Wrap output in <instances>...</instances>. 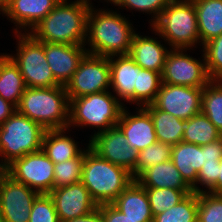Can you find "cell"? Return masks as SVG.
Masks as SVG:
<instances>
[{
	"mask_svg": "<svg viewBox=\"0 0 222 222\" xmlns=\"http://www.w3.org/2000/svg\"><path fill=\"white\" fill-rule=\"evenodd\" d=\"M66 222H105V221L101 210L99 208H96L94 211H92L87 215L76 217Z\"/></svg>",
	"mask_w": 222,
	"mask_h": 222,
	"instance_id": "cell-42",
	"label": "cell"
},
{
	"mask_svg": "<svg viewBox=\"0 0 222 222\" xmlns=\"http://www.w3.org/2000/svg\"><path fill=\"white\" fill-rule=\"evenodd\" d=\"M8 0H0V14H2L7 6Z\"/></svg>",
	"mask_w": 222,
	"mask_h": 222,
	"instance_id": "cell-45",
	"label": "cell"
},
{
	"mask_svg": "<svg viewBox=\"0 0 222 222\" xmlns=\"http://www.w3.org/2000/svg\"><path fill=\"white\" fill-rule=\"evenodd\" d=\"M95 9L91 5L87 16V52L105 57L129 54L136 31L128 17L108 8Z\"/></svg>",
	"mask_w": 222,
	"mask_h": 222,
	"instance_id": "cell-1",
	"label": "cell"
},
{
	"mask_svg": "<svg viewBox=\"0 0 222 222\" xmlns=\"http://www.w3.org/2000/svg\"><path fill=\"white\" fill-rule=\"evenodd\" d=\"M195 5L200 43L203 46L222 34V0H192Z\"/></svg>",
	"mask_w": 222,
	"mask_h": 222,
	"instance_id": "cell-24",
	"label": "cell"
},
{
	"mask_svg": "<svg viewBox=\"0 0 222 222\" xmlns=\"http://www.w3.org/2000/svg\"><path fill=\"white\" fill-rule=\"evenodd\" d=\"M202 92L203 88L162 83L152 104L161 111L188 120L201 113Z\"/></svg>",
	"mask_w": 222,
	"mask_h": 222,
	"instance_id": "cell-14",
	"label": "cell"
},
{
	"mask_svg": "<svg viewBox=\"0 0 222 222\" xmlns=\"http://www.w3.org/2000/svg\"><path fill=\"white\" fill-rule=\"evenodd\" d=\"M60 0H8L2 15L14 23L13 33H29ZM22 29V30H21Z\"/></svg>",
	"mask_w": 222,
	"mask_h": 222,
	"instance_id": "cell-16",
	"label": "cell"
},
{
	"mask_svg": "<svg viewBox=\"0 0 222 222\" xmlns=\"http://www.w3.org/2000/svg\"><path fill=\"white\" fill-rule=\"evenodd\" d=\"M49 196L53 200L60 222L87 215L98 208L81 182L54 188Z\"/></svg>",
	"mask_w": 222,
	"mask_h": 222,
	"instance_id": "cell-15",
	"label": "cell"
},
{
	"mask_svg": "<svg viewBox=\"0 0 222 222\" xmlns=\"http://www.w3.org/2000/svg\"><path fill=\"white\" fill-rule=\"evenodd\" d=\"M88 146L98 157L125 168L135 180L138 151L129 146L125 135L117 126L93 133V136L91 134Z\"/></svg>",
	"mask_w": 222,
	"mask_h": 222,
	"instance_id": "cell-12",
	"label": "cell"
},
{
	"mask_svg": "<svg viewBox=\"0 0 222 222\" xmlns=\"http://www.w3.org/2000/svg\"><path fill=\"white\" fill-rule=\"evenodd\" d=\"M136 113L131 114L124 106L117 127L125 135L131 148L138 152L157 141L150 113L144 107L136 106Z\"/></svg>",
	"mask_w": 222,
	"mask_h": 222,
	"instance_id": "cell-17",
	"label": "cell"
},
{
	"mask_svg": "<svg viewBox=\"0 0 222 222\" xmlns=\"http://www.w3.org/2000/svg\"><path fill=\"white\" fill-rule=\"evenodd\" d=\"M161 85L162 77L159 72L141 68L138 72L137 87L134 89V103L138 107L152 104Z\"/></svg>",
	"mask_w": 222,
	"mask_h": 222,
	"instance_id": "cell-31",
	"label": "cell"
},
{
	"mask_svg": "<svg viewBox=\"0 0 222 222\" xmlns=\"http://www.w3.org/2000/svg\"><path fill=\"white\" fill-rule=\"evenodd\" d=\"M4 172V168L0 165V176Z\"/></svg>",
	"mask_w": 222,
	"mask_h": 222,
	"instance_id": "cell-46",
	"label": "cell"
},
{
	"mask_svg": "<svg viewBox=\"0 0 222 222\" xmlns=\"http://www.w3.org/2000/svg\"><path fill=\"white\" fill-rule=\"evenodd\" d=\"M155 37L135 33L131 42L129 55L143 69L162 74L165 60L170 49Z\"/></svg>",
	"mask_w": 222,
	"mask_h": 222,
	"instance_id": "cell-20",
	"label": "cell"
},
{
	"mask_svg": "<svg viewBox=\"0 0 222 222\" xmlns=\"http://www.w3.org/2000/svg\"><path fill=\"white\" fill-rule=\"evenodd\" d=\"M172 145L156 141L138 152L135 180L148 168L171 160Z\"/></svg>",
	"mask_w": 222,
	"mask_h": 222,
	"instance_id": "cell-32",
	"label": "cell"
},
{
	"mask_svg": "<svg viewBox=\"0 0 222 222\" xmlns=\"http://www.w3.org/2000/svg\"><path fill=\"white\" fill-rule=\"evenodd\" d=\"M110 88L125 106L124 102L134 104V89L137 87L138 72L141 69L135 61L127 55L109 57ZM124 100V102H122Z\"/></svg>",
	"mask_w": 222,
	"mask_h": 222,
	"instance_id": "cell-19",
	"label": "cell"
},
{
	"mask_svg": "<svg viewBox=\"0 0 222 222\" xmlns=\"http://www.w3.org/2000/svg\"><path fill=\"white\" fill-rule=\"evenodd\" d=\"M16 110L40 124L45 130L68 128L69 99L63 85L27 87Z\"/></svg>",
	"mask_w": 222,
	"mask_h": 222,
	"instance_id": "cell-3",
	"label": "cell"
},
{
	"mask_svg": "<svg viewBox=\"0 0 222 222\" xmlns=\"http://www.w3.org/2000/svg\"><path fill=\"white\" fill-rule=\"evenodd\" d=\"M69 2L70 0H60L29 33L39 42L84 45L87 16L92 2L90 0Z\"/></svg>",
	"mask_w": 222,
	"mask_h": 222,
	"instance_id": "cell-2",
	"label": "cell"
},
{
	"mask_svg": "<svg viewBox=\"0 0 222 222\" xmlns=\"http://www.w3.org/2000/svg\"><path fill=\"white\" fill-rule=\"evenodd\" d=\"M136 181L144 188H172L193 192V188L185 181L172 160L146 169Z\"/></svg>",
	"mask_w": 222,
	"mask_h": 222,
	"instance_id": "cell-21",
	"label": "cell"
},
{
	"mask_svg": "<svg viewBox=\"0 0 222 222\" xmlns=\"http://www.w3.org/2000/svg\"><path fill=\"white\" fill-rule=\"evenodd\" d=\"M29 222H60L49 194H40L33 203Z\"/></svg>",
	"mask_w": 222,
	"mask_h": 222,
	"instance_id": "cell-38",
	"label": "cell"
},
{
	"mask_svg": "<svg viewBox=\"0 0 222 222\" xmlns=\"http://www.w3.org/2000/svg\"><path fill=\"white\" fill-rule=\"evenodd\" d=\"M4 171L39 194H49L54 189V163L43 150L14 160Z\"/></svg>",
	"mask_w": 222,
	"mask_h": 222,
	"instance_id": "cell-11",
	"label": "cell"
},
{
	"mask_svg": "<svg viewBox=\"0 0 222 222\" xmlns=\"http://www.w3.org/2000/svg\"><path fill=\"white\" fill-rule=\"evenodd\" d=\"M171 0H109L111 5L118 6L119 9L122 8L147 13L152 15L148 22L152 25L160 16L163 9L169 4Z\"/></svg>",
	"mask_w": 222,
	"mask_h": 222,
	"instance_id": "cell-37",
	"label": "cell"
},
{
	"mask_svg": "<svg viewBox=\"0 0 222 222\" xmlns=\"http://www.w3.org/2000/svg\"><path fill=\"white\" fill-rule=\"evenodd\" d=\"M105 222H153V220H133L119 211L112 203L98 205Z\"/></svg>",
	"mask_w": 222,
	"mask_h": 222,
	"instance_id": "cell-40",
	"label": "cell"
},
{
	"mask_svg": "<svg viewBox=\"0 0 222 222\" xmlns=\"http://www.w3.org/2000/svg\"><path fill=\"white\" fill-rule=\"evenodd\" d=\"M45 129L17 110L0 125V165L42 150Z\"/></svg>",
	"mask_w": 222,
	"mask_h": 222,
	"instance_id": "cell-7",
	"label": "cell"
},
{
	"mask_svg": "<svg viewBox=\"0 0 222 222\" xmlns=\"http://www.w3.org/2000/svg\"><path fill=\"white\" fill-rule=\"evenodd\" d=\"M153 217L170 209L181 201L189 192L172 188H145Z\"/></svg>",
	"mask_w": 222,
	"mask_h": 222,
	"instance_id": "cell-33",
	"label": "cell"
},
{
	"mask_svg": "<svg viewBox=\"0 0 222 222\" xmlns=\"http://www.w3.org/2000/svg\"><path fill=\"white\" fill-rule=\"evenodd\" d=\"M44 53L54 78L65 86L88 52L84 45L44 42Z\"/></svg>",
	"mask_w": 222,
	"mask_h": 222,
	"instance_id": "cell-18",
	"label": "cell"
},
{
	"mask_svg": "<svg viewBox=\"0 0 222 222\" xmlns=\"http://www.w3.org/2000/svg\"><path fill=\"white\" fill-rule=\"evenodd\" d=\"M218 171L219 163H216V165L202 166L201 170L198 172L197 183L193 187V192H207L217 182ZM201 186L203 187L202 189Z\"/></svg>",
	"mask_w": 222,
	"mask_h": 222,
	"instance_id": "cell-39",
	"label": "cell"
},
{
	"mask_svg": "<svg viewBox=\"0 0 222 222\" xmlns=\"http://www.w3.org/2000/svg\"><path fill=\"white\" fill-rule=\"evenodd\" d=\"M133 180L125 168L98 157L86 146L81 183L97 205L112 203Z\"/></svg>",
	"mask_w": 222,
	"mask_h": 222,
	"instance_id": "cell-5",
	"label": "cell"
},
{
	"mask_svg": "<svg viewBox=\"0 0 222 222\" xmlns=\"http://www.w3.org/2000/svg\"><path fill=\"white\" fill-rule=\"evenodd\" d=\"M109 57L87 53L71 80L65 85L68 99L109 91Z\"/></svg>",
	"mask_w": 222,
	"mask_h": 222,
	"instance_id": "cell-10",
	"label": "cell"
},
{
	"mask_svg": "<svg viewBox=\"0 0 222 222\" xmlns=\"http://www.w3.org/2000/svg\"><path fill=\"white\" fill-rule=\"evenodd\" d=\"M17 49L8 54L18 65L25 84L29 88L61 85L55 78L46 60L44 42L37 41L30 33H14Z\"/></svg>",
	"mask_w": 222,
	"mask_h": 222,
	"instance_id": "cell-8",
	"label": "cell"
},
{
	"mask_svg": "<svg viewBox=\"0 0 222 222\" xmlns=\"http://www.w3.org/2000/svg\"><path fill=\"white\" fill-rule=\"evenodd\" d=\"M197 222H222V195L198 193Z\"/></svg>",
	"mask_w": 222,
	"mask_h": 222,
	"instance_id": "cell-35",
	"label": "cell"
},
{
	"mask_svg": "<svg viewBox=\"0 0 222 222\" xmlns=\"http://www.w3.org/2000/svg\"><path fill=\"white\" fill-rule=\"evenodd\" d=\"M69 128L46 130L42 139V150L54 163H60L78 157L85 148L79 146L74 138L67 136Z\"/></svg>",
	"mask_w": 222,
	"mask_h": 222,
	"instance_id": "cell-23",
	"label": "cell"
},
{
	"mask_svg": "<svg viewBox=\"0 0 222 222\" xmlns=\"http://www.w3.org/2000/svg\"><path fill=\"white\" fill-rule=\"evenodd\" d=\"M152 33L169 48L192 49L200 44L195 5L192 0H171L150 25Z\"/></svg>",
	"mask_w": 222,
	"mask_h": 222,
	"instance_id": "cell-4",
	"label": "cell"
},
{
	"mask_svg": "<svg viewBox=\"0 0 222 222\" xmlns=\"http://www.w3.org/2000/svg\"><path fill=\"white\" fill-rule=\"evenodd\" d=\"M112 204L133 220H153L146 189L136 180H133Z\"/></svg>",
	"mask_w": 222,
	"mask_h": 222,
	"instance_id": "cell-22",
	"label": "cell"
},
{
	"mask_svg": "<svg viewBox=\"0 0 222 222\" xmlns=\"http://www.w3.org/2000/svg\"><path fill=\"white\" fill-rule=\"evenodd\" d=\"M26 88L18 65L7 53H0V96L17 107Z\"/></svg>",
	"mask_w": 222,
	"mask_h": 222,
	"instance_id": "cell-26",
	"label": "cell"
},
{
	"mask_svg": "<svg viewBox=\"0 0 222 222\" xmlns=\"http://www.w3.org/2000/svg\"><path fill=\"white\" fill-rule=\"evenodd\" d=\"M123 107L110 90L69 99L68 128L94 127L95 133L109 130L117 125Z\"/></svg>",
	"mask_w": 222,
	"mask_h": 222,
	"instance_id": "cell-6",
	"label": "cell"
},
{
	"mask_svg": "<svg viewBox=\"0 0 222 222\" xmlns=\"http://www.w3.org/2000/svg\"><path fill=\"white\" fill-rule=\"evenodd\" d=\"M16 107L0 96V125L8 119L14 112Z\"/></svg>",
	"mask_w": 222,
	"mask_h": 222,
	"instance_id": "cell-43",
	"label": "cell"
},
{
	"mask_svg": "<svg viewBox=\"0 0 222 222\" xmlns=\"http://www.w3.org/2000/svg\"><path fill=\"white\" fill-rule=\"evenodd\" d=\"M198 193L187 194L170 209L153 217V222H197Z\"/></svg>",
	"mask_w": 222,
	"mask_h": 222,
	"instance_id": "cell-30",
	"label": "cell"
},
{
	"mask_svg": "<svg viewBox=\"0 0 222 222\" xmlns=\"http://www.w3.org/2000/svg\"><path fill=\"white\" fill-rule=\"evenodd\" d=\"M171 160L185 181L193 188L203 165V146L181 141L172 146Z\"/></svg>",
	"mask_w": 222,
	"mask_h": 222,
	"instance_id": "cell-25",
	"label": "cell"
},
{
	"mask_svg": "<svg viewBox=\"0 0 222 222\" xmlns=\"http://www.w3.org/2000/svg\"><path fill=\"white\" fill-rule=\"evenodd\" d=\"M84 151L76 158L54 164V188L81 182Z\"/></svg>",
	"mask_w": 222,
	"mask_h": 222,
	"instance_id": "cell-34",
	"label": "cell"
},
{
	"mask_svg": "<svg viewBox=\"0 0 222 222\" xmlns=\"http://www.w3.org/2000/svg\"><path fill=\"white\" fill-rule=\"evenodd\" d=\"M222 158V137L215 142L203 146V165L210 166L220 163Z\"/></svg>",
	"mask_w": 222,
	"mask_h": 222,
	"instance_id": "cell-41",
	"label": "cell"
},
{
	"mask_svg": "<svg viewBox=\"0 0 222 222\" xmlns=\"http://www.w3.org/2000/svg\"><path fill=\"white\" fill-rule=\"evenodd\" d=\"M221 137V132L202 112L185 120L183 142L204 146Z\"/></svg>",
	"mask_w": 222,
	"mask_h": 222,
	"instance_id": "cell-28",
	"label": "cell"
},
{
	"mask_svg": "<svg viewBox=\"0 0 222 222\" xmlns=\"http://www.w3.org/2000/svg\"><path fill=\"white\" fill-rule=\"evenodd\" d=\"M206 70L211 80H222V34L203 45Z\"/></svg>",
	"mask_w": 222,
	"mask_h": 222,
	"instance_id": "cell-36",
	"label": "cell"
},
{
	"mask_svg": "<svg viewBox=\"0 0 222 222\" xmlns=\"http://www.w3.org/2000/svg\"><path fill=\"white\" fill-rule=\"evenodd\" d=\"M207 192L222 195V158L219 163L218 180Z\"/></svg>",
	"mask_w": 222,
	"mask_h": 222,
	"instance_id": "cell-44",
	"label": "cell"
},
{
	"mask_svg": "<svg viewBox=\"0 0 222 222\" xmlns=\"http://www.w3.org/2000/svg\"><path fill=\"white\" fill-rule=\"evenodd\" d=\"M150 113L156 139L159 142L176 145L182 141L185 129V120L177 118L170 113L157 109L153 104L144 106Z\"/></svg>",
	"mask_w": 222,
	"mask_h": 222,
	"instance_id": "cell-27",
	"label": "cell"
},
{
	"mask_svg": "<svg viewBox=\"0 0 222 222\" xmlns=\"http://www.w3.org/2000/svg\"><path fill=\"white\" fill-rule=\"evenodd\" d=\"M201 112L222 134V80H211L203 88Z\"/></svg>",
	"mask_w": 222,
	"mask_h": 222,
	"instance_id": "cell-29",
	"label": "cell"
},
{
	"mask_svg": "<svg viewBox=\"0 0 222 222\" xmlns=\"http://www.w3.org/2000/svg\"><path fill=\"white\" fill-rule=\"evenodd\" d=\"M187 50L193 49L170 48L161 74L162 83L204 88L211 81L204 53L203 59L198 60L187 54Z\"/></svg>",
	"mask_w": 222,
	"mask_h": 222,
	"instance_id": "cell-9",
	"label": "cell"
},
{
	"mask_svg": "<svg viewBox=\"0 0 222 222\" xmlns=\"http://www.w3.org/2000/svg\"><path fill=\"white\" fill-rule=\"evenodd\" d=\"M39 195L4 171L0 176V218L6 222H29L31 208Z\"/></svg>",
	"mask_w": 222,
	"mask_h": 222,
	"instance_id": "cell-13",
	"label": "cell"
}]
</instances>
